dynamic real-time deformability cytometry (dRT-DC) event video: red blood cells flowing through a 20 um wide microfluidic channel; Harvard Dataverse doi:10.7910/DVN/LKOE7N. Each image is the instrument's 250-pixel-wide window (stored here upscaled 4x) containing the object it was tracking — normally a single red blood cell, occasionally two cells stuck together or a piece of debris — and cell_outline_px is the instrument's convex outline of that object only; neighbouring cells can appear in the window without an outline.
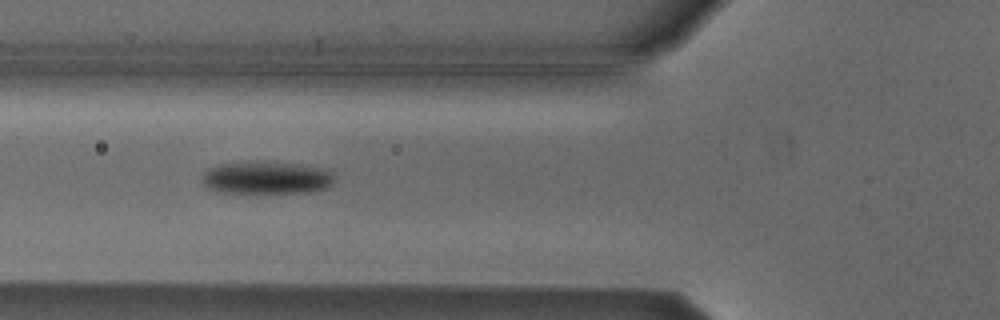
{"species": "Egyptian fruit bat (a non-hibernating species)", "species_latin": "Rousettus aegyptiacus", "temperature_condition": "cold", "stored_images_in_passage": 5, "camera_frame_rate_fps": 3000, "um_per_image_px": 0.085, "animal": {"sex": "male"}, "frame": {"image": 1, "passage_image": 5, "time_ms": 4.667, "image_size_px": [1000, 320], "cell_outline_px": [[332, 184], [328, 188], [308, 192], [268, 196], [216, 192], [200, 184], [200, 180], [204, 172], [208, 168], [220, 164], [256, 160], [300, 164], [324, 168], [332, 172]], "centroid_in_image_um": [22.59, 15.15], "position_along_channel_um": 103.2, "area_um2": 26.88}}